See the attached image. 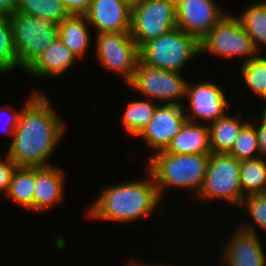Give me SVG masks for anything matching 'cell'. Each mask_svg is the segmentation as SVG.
Listing matches in <instances>:
<instances>
[{"label":"cell","instance_id":"cell-1","mask_svg":"<svg viewBox=\"0 0 266 266\" xmlns=\"http://www.w3.org/2000/svg\"><path fill=\"white\" fill-rule=\"evenodd\" d=\"M30 95L22 106L6 155L17 166H50L48 159L64 137L66 125L44 93L37 90Z\"/></svg>","mask_w":266,"mask_h":266},{"label":"cell","instance_id":"cell-2","mask_svg":"<svg viewBox=\"0 0 266 266\" xmlns=\"http://www.w3.org/2000/svg\"><path fill=\"white\" fill-rule=\"evenodd\" d=\"M146 179L106 186L88 207L86 217L100 221L134 222L147 217L161 200L151 173Z\"/></svg>","mask_w":266,"mask_h":266},{"label":"cell","instance_id":"cell-3","mask_svg":"<svg viewBox=\"0 0 266 266\" xmlns=\"http://www.w3.org/2000/svg\"><path fill=\"white\" fill-rule=\"evenodd\" d=\"M210 154L169 155L165 151L152 153L147 170L151 173L160 198L164 189H191L198 196L206 175Z\"/></svg>","mask_w":266,"mask_h":266},{"label":"cell","instance_id":"cell-4","mask_svg":"<svg viewBox=\"0 0 266 266\" xmlns=\"http://www.w3.org/2000/svg\"><path fill=\"white\" fill-rule=\"evenodd\" d=\"M201 54L200 41L175 28L139 48V61L154 68L182 72L187 62Z\"/></svg>","mask_w":266,"mask_h":266},{"label":"cell","instance_id":"cell-5","mask_svg":"<svg viewBox=\"0 0 266 266\" xmlns=\"http://www.w3.org/2000/svg\"><path fill=\"white\" fill-rule=\"evenodd\" d=\"M14 48L20 68L26 71L58 36V25L48 20L14 13L10 17Z\"/></svg>","mask_w":266,"mask_h":266},{"label":"cell","instance_id":"cell-6","mask_svg":"<svg viewBox=\"0 0 266 266\" xmlns=\"http://www.w3.org/2000/svg\"><path fill=\"white\" fill-rule=\"evenodd\" d=\"M198 198L205 202L220 198L240 207L244 198L240 179V161L228 153H211Z\"/></svg>","mask_w":266,"mask_h":266},{"label":"cell","instance_id":"cell-7","mask_svg":"<svg viewBox=\"0 0 266 266\" xmlns=\"http://www.w3.org/2000/svg\"><path fill=\"white\" fill-rule=\"evenodd\" d=\"M188 83L180 72L154 68L138 61L133 78L127 85L145 99L184 106L177 99L186 97Z\"/></svg>","mask_w":266,"mask_h":266},{"label":"cell","instance_id":"cell-8","mask_svg":"<svg viewBox=\"0 0 266 266\" xmlns=\"http://www.w3.org/2000/svg\"><path fill=\"white\" fill-rule=\"evenodd\" d=\"M201 54L209 53L230 60L233 56H245L248 62L258 56L253 40L244 30L236 15L226 12L224 18L200 41ZM242 55V56H241Z\"/></svg>","mask_w":266,"mask_h":266},{"label":"cell","instance_id":"cell-9","mask_svg":"<svg viewBox=\"0 0 266 266\" xmlns=\"http://www.w3.org/2000/svg\"><path fill=\"white\" fill-rule=\"evenodd\" d=\"M177 28L176 1L144 0L131 9L130 35L138 48Z\"/></svg>","mask_w":266,"mask_h":266},{"label":"cell","instance_id":"cell-10","mask_svg":"<svg viewBox=\"0 0 266 266\" xmlns=\"http://www.w3.org/2000/svg\"><path fill=\"white\" fill-rule=\"evenodd\" d=\"M95 46L96 57L104 69L123 76L128 84L139 61V48L130 32L98 33Z\"/></svg>","mask_w":266,"mask_h":266},{"label":"cell","instance_id":"cell-11","mask_svg":"<svg viewBox=\"0 0 266 266\" xmlns=\"http://www.w3.org/2000/svg\"><path fill=\"white\" fill-rule=\"evenodd\" d=\"M216 0H176L177 28L201 41L226 15Z\"/></svg>","mask_w":266,"mask_h":266},{"label":"cell","instance_id":"cell-12","mask_svg":"<svg viewBox=\"0 0 266 266\" xmlns=\"http://www.w3.org/2000/svg\"><path fill=\"white\" fill-rule=\"evenodd\" d=\"M185 98L189 99L191 110V114L185 113V116L187 121L195 123L217 121L227 114L230 106L224 91L213 82L202 81L196 85L189 82Z\"/></svg>","mask_w":266,"mask_h":266},{"label":"cell","instance_id":"cell-13","mask_svg":"<svg viewBox=\"0 0 266 266\" xmlns=\"http://www.w3.org/2000/svg\"><path fill=\"white\" fill-rule=\"evenodd\" d=\"M185 107L176 104L158 105L149 124L136 136H142L154 153L165 151L173 137L181 130L187 118Z\"/></svg>","mask_w":266,"mask_h":266},{"label":"cell","instance_id":"cell-14","mask_svg":"<svg viewBox=\"0 0 266 266\" xmlns=\"http://www.w3.org/2000/svg\"><path fill=\"white\" fill-rule=\"evenodd\" d=\"M249 222L240 224L235 234L224 244L221 258L225 266H265L266 255L263 245L255 231V225Z\"/></svg>","mask_w":266,"mask_h":266},{"label":"cell","instance_id":"cell-15","mask_svg":"<svg viewBox=\"0 0 266 266\" xmlns=\"http://www.w3.org/2000/svg\"><path fill=\"white\" fill-rule=\"evenodd\" d=\"M86 17L96 34L131 29V8L122 0H92Z\"/></svg>","mask_w":266,"mask_h":266},{"label":"cell","instance_id":"cell-16","mask_svg":"<svg viewBox=\"0 0 266 266\" xmlns=\"http://www.w3.org/2000/svg\"><path fill=\"white\" fill-rule=\"evenodd\" d=\"M64 175L57 166L35 167L34 212L46 211L63 199Z\"/></svg>","mask_w":266,"mask_h":266},{"label":"cell","instance_id":"cell-17","mask_svg":"<svg viewBox=\"0 0 266 266\" xmlns=\"http://www.w3.org/2000/svg\"><path fill=\"white\" fill-rule=\"evenodd\" d=\"M79 61L77 56L58 37L42 52L38 59L26 70L35 77H61ZM60 75V76H59Z\"/></svg>","mask_w":266,"mask_h":266},{"label":"cell","instance_id":"cell-18","mask_svg":"<svg viewBox=\"0 0 266 266\" xmlns=\"http://www.w3.org/2000/svg\"><path fill=\"white\" fill-rule=\"evenodd\" d=\"M165 152L169 155L211 154L208 125L186 121Z\"/></svg>","mask_w":266,"mask_h":266},{"label":"cell","instance_id":"cell-19","mask_svg":"<svg viewBox=\"0 0 266 266\" xmlns=\"http://www.w3.org/2000/svg\"><path fill=\"white\" fill-rule=\"evenodd\" d=\"M89 26L86 15H70L58 25L59 38L79 60L92 41Z\"/></svg>","mask_w":266,"mask_h":266},{"label":"cell","instance_id":"cell-20","mask_svg":"<svg viewBox=\"0 0 266 266\" xmlns=\"http://www.w3.org/2000/svg\"><path fill=\"white\" fill-rule=\"evenodd\" d=\"M241 117V114L237 117L226 114L217 121L207 124L211 153H228L232 149L241 129L249 122L242 121Z\"/></svg>","mask_w":266,"mask_h":266},{"label":"cell","instance_id":"cell-21","mask_svg":"<svg viewBox=\"0 0 266 266\" xmlns=\"http://www.w3.org/2000/svg\"><path fill=\"white\" fill-rule=\"evenodd\" d=\"M35 167L17 166L6 195L25 210L34 212Z\"/></svg>","mask_w":266,"mask_h":266},{"label":"cell","instance_id":"cell-22","mask_svg":"<svg viewBox=\"0 0 266 266\" xmlns=\"http://www.w3.org/2000/svg\"><path fill=\"white\" fill-rule=\"evenodd\" d=\"M239 14L237 18L260 53V46H266V1L253 3Z\"/></svg>","mask_w":266,"mask_h":266},{"label":"cell","instance_id":"cell-23","mask_svg":"<svg viewBox=\"0 0 266 266\" xmlns=\"http://www.w3.org/2000/svg\"><path fill=\"white\" fill-rule=\"evenodd\" d=\"M262 157L240 161V179L244 197L266 193V160L264 156Z\"/></svg>","mask_w":266,"mask_h":266},{"label":"cell","instance_id":"cell-24","mask_svg":"<svg viewBox=\"0 0 266 266\" xmlns=\"http://www.w3.org/2000/svg\"><path fill=\"white\" fill-rule=\"evenodd\" d=\"M17 12L42 18L57 25L71 15L62 0H19Z\"/></svg>","mask_w":266,"mask_h":266},{"label":"cell","instance_id":"cell-25","mask_svg":"<svg viewBox=\"0 0 266 266\" xmlns=\"http://www.w3.org/2000/svg\"><path fill=\"white\" fill-rule=\"evenodd\" d=\"M155 103V101L152 102V100L147 99L146 101H133L128 104L122 119L127 134L136 137L149 124L158 107Z\"/></svg>","mask_w":266,"mask_h":266},{"label":"cell","instance_id":"cell-26","mask_svg":"<svg viewBox=\"0 0 266 266\" xmlns=\"http://www.w3.org/2000/svg\"><path fill=\"white\" fill-rule=\"evenodd\" d=\"M20 68L14 48L13 28L9 16L0 15V74Z\"/></svg>","mask_w":266,"mask_h":266},{"label":"cell","instance_id":"cell-27","mask_svg":"<svg viewBox=\"0 0 266 266\" xmlns=\"http://www.w3.org/2000/svg\"><path fill=\"white\" fill-rule=\"evenodd\" d=\"M254 152L257 153V156ZM258 153L260 154L257 131L254 123L248 122L241 129L236 142L228 154L232 155L237 160L242 161L260 157Z\"/></svg>","mask_w":266,"mask_h":266},{"label":"cell","instance_id":"cell-28","mask_svg":"<svg viewBox=\"0 0 266 266\" xmlns=\"http://www.w3.org/2000/svg\"><path fill=\"white\" fill-rule=\"evenodd\" d=\"M241 73L245 83L255 95L260 96L266 90V58L256 56L241 64Z\"/></svg>","mask_w":266,"mask_h":266},{"label":"cell","instance_id":"cell-29","mask_svg":"<svg viewBox=\"0 0 266 266\" xmlns=\"http://www.w3.org/2000/svg\"><path fill=\"white\" fill-rule=\"evenodd\" d=\"M245 207L251 220L266 232V193L252 194L243 198L240 207Z\"/></svg>","mask_w":266,"mask_h":266},{"label":"cell","instance_id":"cell-30","mask_svg":"<svg viewBox=\"0 0 266 266\" xmlns=\"http://www.w3.org/2000/svg\"><path fill=\"white\" fill-rule=\"evenodd\" d=\"M16 167L17 165L7 155L5 159L0 158V192L5 195Z\"/></svg>","mask_w":266,"mask_h":266},{"label":"cell","instance_id":"cell-31","mask_svg":"<svg viewBox=\"0 0 266 266\" xmlns=\"http://www.w3.org/2000/svg\"><path fill=\"white\" fill-rule=\"evenodd\" d=\"M92 0H62L71 15H86Z\"/></svg>","mask_w":266,"mask_h":266},{"label":"cell","instance_id":"cell-32","mask_svg":"<svg viewBox=\"0 0 266 266\" xmlns=\"http://www.w3.org/2000/svg\"><path fill=\"white\" fill-rule=\"evenodd\" d=\"M10 109H6V111L9 112L11 115L10 116L8 115L9 117H8V119H6L7 121L4 122L5 123L4 125H6L5 131L7 132V134L13 137L14 131H15L17 124H18V120H19V116H20V113L22 111V108H21V110H18V111H16V110L13 111L12 108H10Z\"/></svg>","mask_w":266,"mask_h":266},{"label":"cell","instance_id":"cell-33","mask_svg":"<svg viewBox=\"0 0 266 266\" xmlns=\"http://www.w3.org/2000/svg\"><path fill=\"white\" fill-rule=\"evenodd\" d=\"M19 0H0V15L11 16L17 12Z\"/></svg>","mask_w":266,"mask_h":266},{"label":"cell","instance_id":"cell-34","mask_svg":"<svg viewBox=\"0 0 266 266\" xmlns=\"http://www.w3.org/2000/svg\"><path fill=\"white\" fill-rule=\"evenodd\" d=\"M256 125L255 128L259 142V152L260 155H266V125L262 121L259 122V125Z\"/></svg>","mask_w":266,"mask_h":266},{"label":"cell","instance_id":"cell-35","mask_svg":"<svg viewBox=\"0 0 266 266\" xmlns=\"http://www.w3.org/2000/svg\"><path fill=\"white\" fill-rule=\"evenodd\" d=\"M129 8H134L140 5L144 0H122Z\"/></svg>","mask_w":266,"mask_h":266},{"label":"cell","instance_id":"cell-36","mask_svg":"<svg viewBox=\"0 0 266 266\" xmlns=\"http://www.w3.org/2000/svg\"><path fill=\"white\" fill-rule=\"evenodd\" d=\"M127 266H156V265H150L148 263H144L143 261L140 263V262H137V261H132L127 265ZM158 266V264H157Z\"/></svg>","mask_w":266,"mask_h":266},{"label":"cell","instance_id":"cell-37","mask_svg":"<svg viewBox=\"0 0 266 266\" xmlns=\"http://www.w3.org/2000/svg\"><path fill=\"white\" fill-rule=\"evenodd\" d=\"M262 111H263L262 112L263 115H262L261 121L266 125V106Z\"/></svg>","mask_w":266,"mask_h":266},{"label":"cell","instance_id":"cell-38","mask_svg":"<svg viewBox=\"0 0 266 266\" xmlns=\"http://www.w3.org/2000/svg\"><path fill=\"white\" fill-rule=\"evenodd\" d=\"M259 97L260 98L262 97L263 99L266 100V90H264V92Z\"/></svg>","mask_w":266,"mask_h":266}]
</instances>
